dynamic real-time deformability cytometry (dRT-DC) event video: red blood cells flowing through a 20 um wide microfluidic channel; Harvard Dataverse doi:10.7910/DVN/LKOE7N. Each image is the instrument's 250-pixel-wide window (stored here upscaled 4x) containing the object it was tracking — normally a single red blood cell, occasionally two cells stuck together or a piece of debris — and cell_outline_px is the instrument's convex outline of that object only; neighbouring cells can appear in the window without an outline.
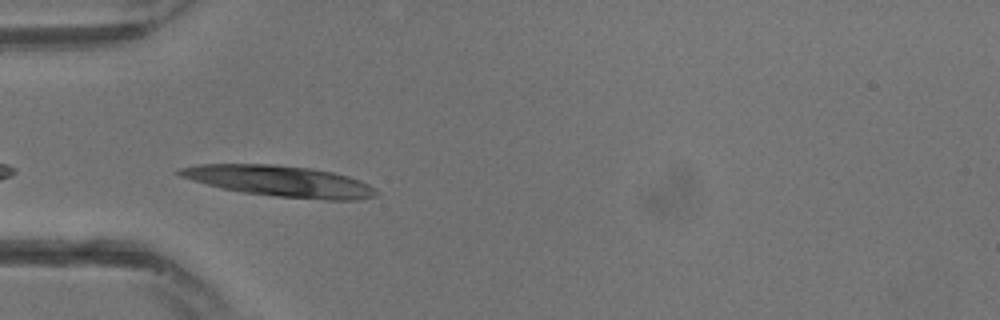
{"species": "common noctule bat (a hibernating species)", "species_latin": "Nyctalus noctula", "temperature_condition": "warm", "stored_images_in_passage": 10, "camera_frame_rate_fps": 3000, "um_per_image_px": 0.085, "animal": {"sex": "male", "body_mass_g": 13.3}, "frame": {"image": 1, "passage_image": 1, "time_ms": 0.0, "image_size_px": [1000, 320], "cell_outline_px": [[380, 192], [376, 196], [356, 200], [328, 200], [276, 196], [244, 192], [224, 188], [208, 184], [180, 176], [176, 172], [176, 168], [200, 164], [272, 164], [312, 168], [332, 172], [348, 176], [360, 180], [376, 188]], "centroid_in_image_um": [23.84, 15.39], "position_along_channel_um": 61.2, "area_um2": 35.37}}
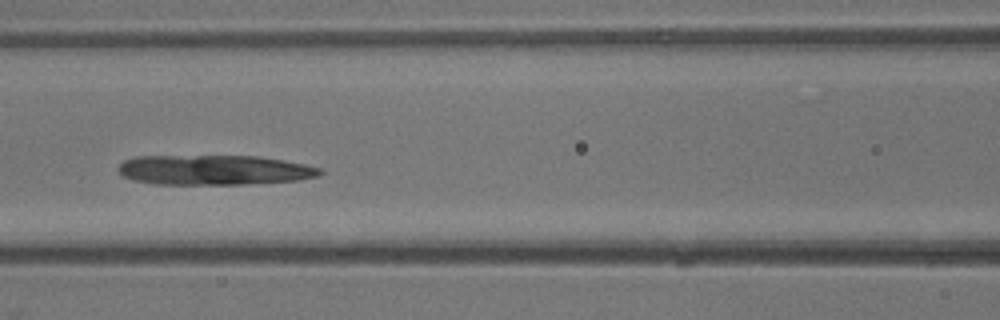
{"frame": {"image": 2, "passage_image": 5, "time_ms": 1.333, "image_size_px": [1000, 320], "cell_outline_px": [[324, 172], [320, 176], [300, 180], [248, 184], [152, 184], [132, 180], [124, 176], [120, 172], [120, 164], [124, 160], [136, 156], [260, 156], [284, 160], [304, 164], [320, 168]], "centroid_in_image_um": [18.25, 14.45], "position_along_channel_um": 148.4, "area_um2": 35.32}}
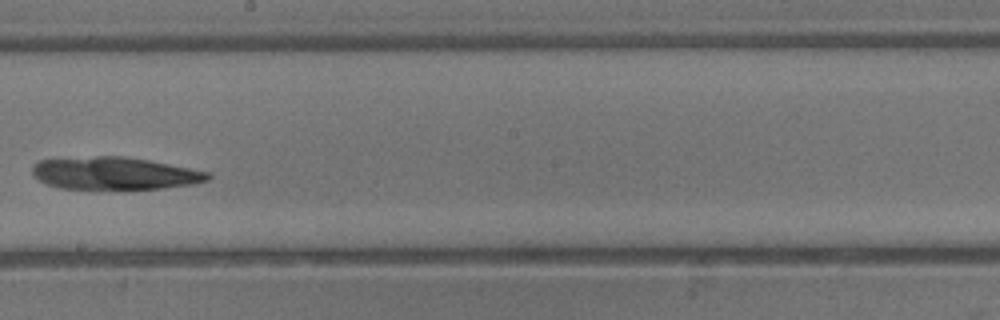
{"frame": {"image": 3, "passage_image": 9, "time_ms": 2.667, "image_size_px": [1000, 320], "cell_outline_px": [[212, 176], [208, 180], [196, 184], [164, 188], [60, 188], [48, 184], [32, 176], [32, 164], [36, 160], [96, 156], [124, 156], [148, 160], [212, 172]], "centroid_in_image_um": [9.76, 14.72], "position_along_channel_um": 238.4, "area_um2": 33.23}}